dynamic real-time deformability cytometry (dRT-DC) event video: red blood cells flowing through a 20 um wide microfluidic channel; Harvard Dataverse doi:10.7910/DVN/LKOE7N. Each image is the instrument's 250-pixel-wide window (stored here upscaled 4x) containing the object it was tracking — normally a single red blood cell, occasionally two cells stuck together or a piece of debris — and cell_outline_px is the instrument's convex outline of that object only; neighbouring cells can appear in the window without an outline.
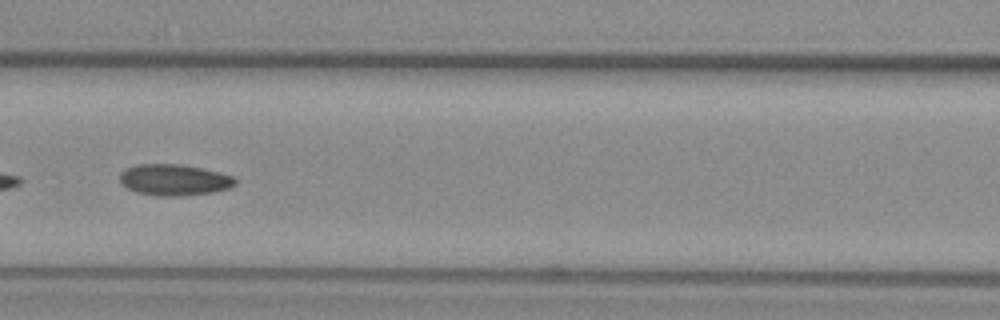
{"species": "common noctule bat (a hibernating species)", "species_latin": "Nyctalus noctula", "temperature_condition": "warm", "stored_images_in_passage": 29, "camera_frame_rate_fps": 3000, "um_per_image_px": 0.085, "animal": {"sex": "female", "body_mass_g": 29.2, "forearm_length_mm": 56.3}, "frame": {"image": 1, "passage_image": 13, "time_ms": 4.0, "image_size_px": [1000, 320], "cell_outline_px": [[236, 184], [228, 188], [212, 192], [180, 196], [160, 196], [136, 192], [120, 184], [120, 172], [136, 164], [180, 164], [220, 172], [232, 176], [236, 180]], "centroid_in_image_um": [14.78, 15.29], "position_along_channel_um": 151.8, "area_um2": 20.92}}